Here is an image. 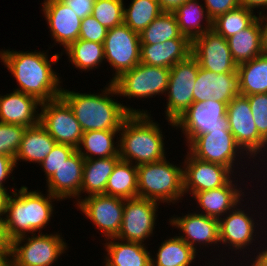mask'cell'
<instances>
[{
  "mask_svg": "<svg viewBox=\"0 0 267 266\" xmlns=\"http://www.w3.org/2000/svg\"><path fill=\"white\" fill-rule=\"evenodd\" d=\"M259 185L260 186H257L256 184V189H255L256 191L258 190L257 191L258 193L252 189L253 192H250L248 194V197H247L248 199L245 197L239 204H237L233 209H231L225 216L219 219V241H220V247H221L220 248L221 262L223 261L226 262V260L228 262V259H227L228 257L231 258L229 259V261L234 260L236 262L237 260L241 261L242 259L243 261H249L252 258V256L256 254L257 250L260 248L262 244V241L264 238L263 235L266 234V225H265L266 220L264 219H266L265 215H266L267 209L262 206L264 202H262L261 198L259 197V193L261 194V191L260 189H257L258 187L263 188V184L260 183ZM249 195L250 196L252 195V196L249 197ZM258 199L261 201H259ZM249 201H250V204H249ZM257 202L258 203L260 202L259 203L260 205H257L258 204ZM250 205H252V207ZM253 205L255 206L257 205L258 208L257 206L253 207ZM260 206H261V209H260ZM259 209L265 210L264 212L265 214L262 211L260 212ZM226 249L228 252H226ZM232 253L235 254V256ZM225 255L227 258L225 257ZM236 255L238 256V258Z\"/></svg>",
  "mask_w": 267,
  "mask_h": 266,
  "instance_id": "obj_1",
  "label": "cell"
},
{
  "mask_svg": "<svg viewBox=\"0 0 267 266\" xmlns=\"http://www.w3.org/2000/svg\"><path fill=\"white\" fill-rule=\"evenodd\" d=\"M48 51L0 50L1 64L16 80L14 90L33 96L41 103L59 98L63 88V78L53 69L61 60V52L49 57Z\"/></svg>",
  "mask_w": 267,
  "mask_h": 266,
  "instance_id": "obj_2",
  "label": "cell"
},
{
  "mask_svg": "<svg viewBox=\"0 0 267 266\" xmlns=\"http://www.w3.org/2000/svg\"><path fill=\"white\" fill-rule=\"evenodd\" d=\"M100 91L84 93L62 88L60 97L73 111L83 132L120 130L130 114H151V110L136 109L115 99L119 95L112 82H106Z\"/></svg>",
  "mask_w": 267,
  "mask_h": 266,
  "instance_id": "obj_3",
  "label": "cell"
},
{
  "mask_svg": "<svg viewBox=\"0 0 267 266\" xmlns=\"http://www.w3.org/2000/svg\"><path fill=\"white\" fill-rule=\"evenodd\" d=\"M28 189L21 185L8 198L4 226L10 242L25 235L43 233L56 215L55 201H61L48 191L44 194L38 188Z\"/></svg>",
  "mask_w": 267,
  "mask_h": 266,
  "instance_id": "obj_4",
  "label": "cell"
},
{
  "mask_svg": "<svg viewBox=\"0 0 267 266\" xmlns=\"http://www.w3.org/2000/svg\"><path fill=\"white\" fill-rule=\"evenodd\" d=\"M153 114H130L119 131V157L136 166L166 158L162 126ZM153 117V118H152Z\"/></svg>",
  "mask_w": 267,
  "mask_h": 266,
  "instance_id": "obj_5",
  "label": "cell"
},
{
  "mask_svg": "<svg viewBox=\"0 0 267 266\" xmlns=\"http://www.w3.org/2000/svg\"><path fill=\"white\" fill-rule=\"evenodd\" d=\"M186 147H188L187 150L194 157H196L200 160L212 162L215 164H220L222 166H226L235 175H239V174L240 175H247V174H249V177H251L250 179L252 181L255 180V183H257V185L260 182V180H262L259 178V176L260 175L262 176V173H264V172H262L261 167L258 166L256 164V162L253 161L241 149V147L237 144L233 134L230 132L228 127H215L213 130H211L208 133L199 134ZM248 166H250V168H248ZM257 167H259L260 169ZM247 168H248V170H247ZM245 169L248 172L247 174H245V172H246ZM257 169H259L261 172ZM251 170H252V172H254V171L258 172L259 171L258 172L259 174L255 173L254 175H252L253 173L251 172ZM254 177H255V179H254ZM256 179H258V180H256Z\"/></svg>",
  "mask_w": 267,
  "mask_h": 266,
  "instance_id": "obj_6",
  "label": "cell"
},
{
  "mask_svg": "<svg viewBox=\"0 0 267 266\" xmlns=\"http://www.w3.org/2000/svg\"><path fill=\"white\" fill-rule=\"evenodd\" d=\"M167 158L137 166L138 197L176 206L185 197L183 162L176 165Z\"/></svg>",
  "mask_w": 267,
  "mask_h": 266,
  "instance_id": "obj_7",
  "label": "cell"
},
{
  "mask_svg": "<svg viewBox=\"0 0 267 266\" xmlns=\"http://www.w3.org/2000/svg\"><path fill=\"white\" fill-rule=\"evenodd\" d=\"M62 233H37L10 242L9 263L12 266H53L69 250Z\"/></svg>",
  "mask_w": 267,
  "mask_h": 266,
  "instance_id": "obj_8",
  "label": "cell"
},
{
  "mask_svg": "<svg viewBox=\"0 0 267 266\" xmlns=\"http://www.w3.org/2000/svg\"><path fill=\"white\" fill-rule=\"evenodd\" d=\"M226 121L241 149L253 161L257 160L256 164L261 169L263 164L267 165V142L258 133L246 96L238 94L227 104Z\"/></svg>",
  "mask_w": 267,
  "mask_h": 266,
  "instance_id": "obj_9",
  "label": "cell"
},
{
  "mask_svg": "<svg viewBox=\"0 0 267 266\" xmlns=\"http://www.w3.org/2000/svg\"><path fill=\"white\" fill-rule=\"evenodd\" d=\"M199 68V63L192 54L170 68L163 114L172 130L175 128L174 122L193 104V91Z\"/></svg>",
  "mask_w": 267,
  "mask_h": 266,
  "instance_id": "obj_10",
  "label": "cell"
},
{
  "mask_svg": "<svg viewBox=\"0 0 267 266\" xmlns=\"http://www.w3.org/2000/svg\"><path fill=\"white\" fill-rule=\"evenodd\" d=\"M170 77V69L159 66H150L141 62L131 70L122 73L112 83L119 98L130 101L132 98L145 101L165 95Z\"/></svg>",
  "mask_w": 267,
  "mask_h": 266,
  "instance_id": "obj_11",
  "label": "cell"
},
{
  "mask_svg": "<svg viewBox=\"0 0 267 266\" xmlns=\"http://www.w3.org/2000/svg\"><path fill=\"white\" fill-rule=\"evenodd\" d=\"M193 209L188 211L187 214L180 213L182 216L173 214L168 220V225L172 228L179 230L178 237L183 239L189 246H191L197 253H200L202 257L203 252L206 254L212 249L217 253L219 258L215 254H212V260L210 261L221 262L220 260V241H219V219L209 217L200 213L195 212ZM211 246V247H210ZM200 247V248H199ZM216 247V248H215ZM218 248V249H217ZM204 250L201 252V250ZM206 249L208 251H206ZM217 250V251H216ZM202 254V255H201ZM215 256V257H214ZM215 258V259H214Z\"/></svg>",
  "mask_w": 267,
  "mask_h": 266,
  "instance_id": "obj_12",
  "label": "cell"
},
{
  "mask_svg": "<svg viewBox=\"0 0 267 266\" xmlns=\"http://www.w3.org/2000/svg\"><path fill=\"white\" fill-rule=\"evenodd\" d=\"M103 45L105 64L108 63L113 72L109 82L140 63V35L125 23L108 29Z\"/></svg>",
  "mask_w": 267,
  "mask_h": 266,
  "instance_id": "obj_13",
  "label": "cell"
},
{
  "mask_svg": "<svg viewBox=\"0 0 267 266\" xmlns=\"http://www.w3.org/2000/svg\"><path fill=\"white\" fill-rule=\"evenodd\" d=\"M159 206L160 203L146 198L125 199L122 226L116 238L152 245L147 241L156 233Z\"/></svg>",
  "mask_w": 267,
  "mask_h": 266,
  "instance_id": "obj_14",
  "label": "cell"
},
{
  "mask_svg": "<svg viewBox=\"0 0 267 266\" xmlns=\"http://www.w3.org/2000/svg\"><path fill=\"white\" fill-rule=\"evenodd\" d=\"M124 203L125 199L100 194L84 197L75 208L85 215V219H90L95 231L98 230L106 240L117 237L120 232Z\"/></svg>",
  "mask_w": 267,
  "mask_h": 266,
  "instance_id": "obj_15",
  "label": "cell"
},
{
  "mask_svg": "<svg viewBox=\"0 0 267 266\" xmlns=\"http://www.w3.org/2000/svg\"><path fill=\"white\" fill-rule=\"evenodd\" d=\"M243 177L246 178L247 181ZM248 178H250L248 175H234L224 186L196 193L191 197V199H194V202L191 204H196L195 212L216 219L225 216L231 209L248 196L247 194L250 193L249 191H252L248 187L255 189L256 185L254 186V181H251ZM252 182L253 185L251 184ZM245 190L249 191L247 192Z\"/></svg>",
  "mask_w": 267,
  "mask_h": 266,
  "instance_id": "obj_16",
  "label": "cell"
},
{
  "mask_svg": "<svg viewBox=\"0 0 267 266\" xmlns=\"http://www.w3.org/2000/svg\"><path fill=\"white\" fill-rule=\"evenodd\" d=\"M39 123L56 143L78 148L83 131L73 111L61 97L41 103Z\"/></svg>",
  "mask_w": 267,
  "mask_h": 266,
  "instance_id": "obj_17",
  "label": "cell"
},
{
  "mask_svg": "<svg viewBox=\"0 0 267 266\" xmlns=\"http://www.w3.org/2000/svg\"><path fill=\"white\" fill-rule=\"evenodd\" d=\"M227 103L206 100L194 102L175 123V130L183 136L187 146L197 135L208 133L215 127H228L226 121Z\"/></svg>",
  "mask_w": 267,
  "mask_h": 266,
  "instance_id": "obj_18",
  "label": "cell"
},
{
  "mask_svg": "<svg viewBox=\"0 0 267 266\" xmlns=\"http://www.w3.org/2000/svg\"><path fill=\"white\" fill-rule=\"evenodd\" d=\"M183 155L185 197L198 192L224 186L235 174L226 166L207 162L194 157L188 150ZM187 195V196H186Z\"/></svg>",
  "mask_w": 267,
  "mask_h": 266,
  "instance_id": "obj_19",
  "label": "cell"
},
{
  "mask_svg": "<svg viewBox=\"0 0 267 266\" xmlns=\"http://www.w3.org/2000/svg\"><path fill=\"white\" fill-rule=\"evenodd\" d=\"M191 54L197 59L199 67L216 74L237 73L228 41L213 29L192 41Z\"/></svg>",
  "mask_w": 267,
  "mask_h": 266,
  "instance_id": "obj_20",
  "label": "cell"
},
{
  "mask_svg": "<svg viewBox=\"0 0 267 266\" xmlns=\"http://www.w3.org/2000/svg\"><path fill=\"white\" fill-rule=\"evenodd\" d=\"M41 13L48 26L53 43L50 48L59 44L65 50L71 43L79 39L81 20L76 13L61 0H43Z\"/></svg>",
  "mask_w": 267,
  "mask_h": 266,
  "instance_id": "obj_21",
  "label": "cell"
},
{
  "mask_svg": "<svg viewBox=\"0 0 267 266\" xmlns=\"http://www.w3.org/2000/svg\"><path fill=\"white\" fill-rule=\"evenodd\" d=\"M84 162L76 150L45 182V190L61 201L75 199V206L80 201Z\"/></svg>",
  "mask_w": 267,
  "mask_h": 266,
  "instance_id": "obj_22",
  "label": "cell"
},
{
  "mask_svg": "<svg viewBox=\"0 0 267 266\" xmlns=\"http://www.w3.org/2000/svg\"><path fill=\"white\" fill-rule=\"evenodd\" d=\"M238 94V73L216 74L199 68L194 85L193 103L213 99L228 104Z\"/></svg>",
  "mask_w": 267,
  "mask_h": 266,
  "instance_id": "obj_23",
  "label": "cell"
},
{
  "mask_svg": "<svg viewBox=\"0 0 267 266\" xmlns=\"http://www.w3.org/2000/svg\"><path fill=\"white\" fill-rule=\"evenodd\" d=\"M0 94V122L33 127L39 124L41 102L35 97L14 90Z\"/></svg>",
  "mask_w": 267,
  "mask_h": 266,
  "instance_id": "obj_24",
  "label": "cell"
},
{
  "mask_svg": "<svg viewBox=\"0 0 267 266\" xmlns=\"http://www.w3.org/2000/svg\"><path fill=\"white\" fill-rule=\"evenodd\" d=\"M102 243L105 253L103 266H151V252L148 245L109 238Z\"/></svg>",
  "mask_w": 267,
  "mask_h": 266,
  "instance_id": "obj_25",
  "label": "cell"
},
{
  "mask_svg": "<svg viewBox=\"0 0 267 266\" xmlns=\"http://www.w3.org/2000/svg\"><path fill=\"white\" fill-rule=\"evenodd\" d=\"M192 52V42L184 35L163 43L141 45L140 62L150 66L171 68Z\"/></svg>",
  "mask_w": 267,
  "mask_h": 266,
  "instance_id": "obj_26",
  "label": "cell"
},
{
  "mask_svg": "<svg viewBox=\"0 0 267 266\" xmlns=\"http://www.w3.org/2000/svg\"><path fill=\"white\" fill-rule=\"evenodd\" d=\"M55 144L56 141L54 138L41 126L40 123L33 127H27L19 150L14 158L16 169L21 161L25 163L27 162V164L37 163V167H39Z\"/></svg>",
  "mask_w": 267,
  "mask_h": 266,
  "instance_id": "obj_27",
  "label": "cell"
},
{
  "mask_svg": "<svg viewBox=\"0 0 267 266\" xmlns=\"http://www.w3.org/2000/svg\"><path fill=\"white\" fill-rule=\"evenodd\" d=\"M159 244L157 251H151L154 253L151 254V266H193L197 263V257L201 259L200 255L177 235L167 236Z\"/></svg>",
  "mask_w": 267,
  "mask_h": 266,
  "instance_id": "obj_28",
  "label": "cell"
},
{
  "mask_svg": "<svg viewBox=\"0 0 267 266\" xmlns=\"http://www.w3.org/2000/svg\"><path fill=\"white\" fill-rule=\"evenodd\" d=\"M180 33L191 42L212 29V20L202 0H188L174 12Z\"/></svg>",
  "mask_w": 267,
  "mask_h": 266,
  "instance_id": "obj_29",
  "label": "cell"
},
{
  "mask_svg": "<svg viewBox=\"0 0 267 266\" xmlns=\"http://www.w3.org/2000/svg\"><path fill=\"white\" fill-rule=\"evenodd\" d=\"M119 131H85L76 150L85 160L119 156Z\"/></svg>",
  "mask_w": 267,
  "mask_h": 266,
  "instance_id": "obj_30",
  "label": "cell"
},
{
  "mask_svg": "<svg viewBox=\"0 0 267 266\" xmlns=\"http://www.w3.org/2000/svg\"><path fill=\"white\" fill-rule=\"evenodd\" d=\"M119 160V156L85 160L80 200L84 196L105 194L108 178Z\"/></svg>",
  "mask_w": 267,
  "mask_h": 266,
  "instance_id": "obj_31",
  "label": "cell"
},
{
  "mask_svg": "<svg viewBox=\"0 0 267 266\" xmlns=\"http://www.w3.org/2000/svg\"><path fill=\"white\" fill-rule=\"evenodd\" d=\"M67 56V60L72 64L73 69H78L81 73L95 71L104 67L105 55L103 43L77 39L65 50H61V55ZM75 66V67H74Z\"/></svg>",
  "mask_w": 267,
  "mask_h": 266,
  "instance_id": "obj_32",
  "label": "cell"
},
{
  "mask_svg": "<svg viewBox=\"0 0 267 266\" xmlns=\"http://www.w3.org/2000/svg\"><path fill=\"white\" fill-rule=\"evenodd\" d=\"M232 58L237 65L263 54L261 29L256 19L246 29L227 38Z\"/></svg>",
  "mask_w": 267,
  "mask_h": 266,
  "instance_id": "obj_33",
  "label": "cell"
},
{
  "mask_svg": "<svg viewBox=\"0 0 267 266\" xmlns=\"http://www.w3.org/2000/svg\"><path fill=\"white\" fill-rule=\"evenodd\" d=\"M239 94L267 93V54L237 66Z\"/></svg>",
  "mask_w": 267,
  "mask_h": 266,
  "instance_id": "obj_34",
  "label": "cell"
},
{
  "mask_svg": "<svg viewBox=\"0 0 267 266\" xmlns=\"http://www.w3.org/2000/svg\"><path fill=\"white\" fill-rule=\"evenodd\" d=\"M105 195L122 199L138 197L137 166L120 159L108 178Z\"/></svg>",
  "mask_w": 267,
  "mask_h": 266,
  "instance_id": "obj_35",
  "label": "cell"
},
{
  "mask_svg": "<svg viewBox=\"0 0 267 266\" xmlns=\"http://www.w3.org/2000/svg\"><path fill=\"white\" fill-rule=\"evenodd\" d=\"M126 5L123 23L139 34L163 12L157 0H131Z\"/></svg>",
  "mask_w": 267,
  "mask_h": 266,
  "instance_id": "obj_36",
  "label": "cell"
},
{
  "mask_svg": "<svg viewBox=\"0 0 267 266\" xmlns=\"http://www.w3.org/2000/svg\"><path fill=\"white\" fill-rule=\"evenodd\" d=\"M139 35L141 45H150L179 38L182 34L175 14L173 12H162Z\"/></svg>",
  "mask_w": 267,
  "mask_h": 266,
  "instance_id": "obj_37",
  "label": "cell"
},
{
  "mask_svg": "<svg viewBox=\"0 0 267 266\" xmlns=\"http://www.w3.org/2000/svg\"><path fill=\"white\" fill-rule=\"evenodd\" d=\"M257 19L254 10L239 6L212 21V29L225 39L246 29Z\"/></svg>",
  "mask_w": 267,
  "mask_h": 266,
  "instance_id": "obj_38",
  "label": "cell"
},
{
  "mask_svg": "<svg viewBox=\"0 0 267 266\" xmlns=\"http://www.w3.org/2000/svg\"><path fill=\"white\" fill-rule=\"evenodd\" d=\"M124 0H95L92 16L107 30L124 20Z\"/></svg>",
  "mask_w": 267,
  "mask_h": 266,
  "instance_id": "obj_39",
  "label": "cell"
},
{
  "mask_svg": "<svg viewBox=\"0 0 267 266\" xmlns=\"http://www.w3.org/2000/svg\"><path fill=\"white\" fill-rule=\"evenodd\" d=\"M27 127L0 122V154L15 158Z\"/></svg>",
  "mask_w": 267,
  "mask_h": 266,
  "instance_id": "obj_40",
  "label": "cell"
},
{
  "mask_svg": "<svg viewBox=\"0 0 267 266\" xmlns=\"http://www.w3.org/2000/svg\"><path fill=\"white\" fill-rule=\"evenodd\" d=\"M75 151L76 149L70 145L56 143L51 152L39 165V170L42 169L45 180L47 181Z\"/></svg>",
  "mask_w": 267,
  "mask_h": 266,
  "instance_id": "obj_41",
  "label": "cell"
},
{
  "mask_svg": "<svg viewBox=\"0 0 267 266\" xmlns=\"http://www.w3.org/2000/svg\"><path fill=\"white\" fill-rule=\"evenodd\" d=\"M259 135L267 142V93L246 96Z\"/></svg>",
  "mask_w": 267,
  "mask_h": 266,
  "instance_id": "obj_42",
  "label": "cell"
},
{
  "mask_svg": "<svg viewBox=\"0 0 267 266\" xmlns=\"http://www.w3.org/2000/svg\"><path fill=\"white\" fill-rule=\"evenodd\" d=\"M107 29L102 26L92 15L81 20L79 39L104 43Z\"/></svg>",
  "mask_w": 267,
  "mask_h": 266,
  "instance_id": "obj_43",
  "label": "cell"
},
{
  "mask_svg": "<svg viewBox=\"0 0 267 266\" xmlns=\"http://www.w3.org/2000/svg\"><path fill=\"white\" fill-rule=\"evenodd\" d=\"M202 2L212 21L240 6V0H202Z\"/></svg>",
  "mask_w": 267,
  "mask_h": 266,
  "instance_id": "obj_44",
  "label": "cell"
},
{
  "mask_svg": "<svg viewBox=\"0 0 267 266\" xmlns=\"http://www.w3.org/2000/svg\"><path fill=\"white\" fill-rule=\"evenodd\" d=\"M15 161L14 158L7 156V155H1L0 154V187L5 188V189H11L12 192H14L17 188L12 186V187H7L5 184H7V181H9V177H12V181L16 180L14 179V173L16 171L15 169ZM14 176V177H13ZM8 179V180H7ZM6 182V183H5Z\"/></svg>",
  "mask_w": 267,
  "mask_h": 266,
  "instance_id": "obj_45",
  "label": "cell"
},
{
  "mask_svg": "<svg viewBox=\"0 0 267 266\" xmlns=\"http://www.w3.org/2000/svg\"><path fill=\"white\" fill-rule=\"evenodd\" d=\"M65 5L69 6L74 13L80 18L92 15L95 0H61Z\"/></svg>",
  "mask_w": 267,
  "mask_h": 266,
  "instance_id": "obj_46",
  "label": "cell"
},
{
  "mask_svg": "<svg viewBox=\"0 0 267 266\" xmlns=\"http://www.w3.org/2000/svg\"><path fill=\"white\" fill-rule=\"evenodd\" d=\"M253 266H267V237L263 238L260 248L256 254L249 260Z\"/></svg>",
  "mask_w": 267,
  "mask_h": 266,
  "instance_id": "obj_47",
  "label": "cell"
},
{
  "mask_svg": "<svg viewBox=\"0 0 267 266\" xmlns=\"http://www.w3.org/2000/svg\"><path fill=\"white\" fill-rule=\"evenodd\" d=\"M257 19L259 21L260 29H261V39H262V47L263 53L267 54V11L257 14Z\"/></svg>",
  "mask_w": 267,
  "mask_h": 266,
  "instance_id": "obj_48",
  "label": "cell"
},
{
  "mask_svg": "<svg viewBox=\"0 0 267 266\" xmlns=\"http://www.w3.org/2000/svg\"><path fill=\"white\" fill-rule=\"evenodd\" d=\"M240 5L252 9L257 14L267 11V0H240Z\"/></svg>",
  "mask_w": 267,
  "mask_h": 266,
  "instance_id": "obj_49",
  "label": "cell"
},
{
  "mask_svg": "<svg viewBox=\"0 0 267 266\" xmlns=\"http://www.w3.org/2000/svg\"><path fill=\"white\" fill-rule=\"evenodd\" d=\"M163 12H174L188 0H157Z\"/></svg>",
  "mask_w": 267,
  "mask_h": 266,
  "instance_id": "obj_50",
  "label": "cell"
},
{
  "mask_svg": "<svg viewBox=\"0 0 267 266\" xmlns=\"http://www.w3.org/2000/svg\"><path fill=\"white\" fill-rule=\"evenodd\" d=\"M12 193L10 189L0 187V217L2 218L5 217L7 201Z\"/></svg>",
  "mask_w": 267,
  "mask_h": 266,
  "instance_id": "obj_51",
  "label": "cell"
},
{
  "mask_svg": "<svg viewBox=\"0 0 267 266\" xmlns=\"http://www.w3.org/2000/svg\"><path fill=\"white\" fill-rule=\"evenodd\" d=\"M0 249H10V241L5 232L4 218L0 217Z\"/></svg>",
  "mask_w": 267,
  "mask_h": 266,
  "instance_id": "obj_52",
  "label": "cell"
},
{
  "mask_svg": "<svg viewBox=\"0 0 267 266\" xmlns=\"http://www.w3.org/2000/svg\"><path fill=\"white\" fill-rule=\"evenodd\" d=\"M9 251L10 249H0V266H5L9 263Z\"/></svg>",
  "mask_w": 267,
  "mask_h": 266,
  "instance_id": "obj_53",
  "label": "cell"
},
{
  "mask_svg": "<svg viewBox=\"0 0 267 266\" xmlns=\"http://www.w3.org/2000/svg\"><path fill=\"white\" fill-rule=\"evenodd\" d=\"M229 262H230V263H229ZM232 262H234V263H232ZM245 262H246V261H243V260H242V261H239V263H238V262L235 263V261H228V263H229L230 266H245V265H246V266H253L249 261H247L246 263H245ZM220 263H221V264H220L221 266H222V265H223V266H226V265H227V264H225V263H227V262H225V261L220 262ZM222 263H223V264H222ZM236 264H237V265H236ZM243 264H244V265H243ZM220 265H219V266H220ZM229 265H228V266H229Z\"/></svg>",
  "mask_w": 267,
  "mask_h": 266,
  "instance_id": "obj_54",
  "label": "cell"
},
{
  "mask_svg": "<svg viewBox=\"0 0 267 266\" xmlns=\"http://www.w3.org/2000/svg\"><path fill=\"white\" fill-rule=\"evenodd\" d=\"M263 167H264V168L266 167V168H265L266 171L264 170V168L262 169V172L264 171L265 173H264V174L262 173L263 176H260V178H261V177L264 178V179L262 180L263 182L261 181L260 183H262V184L264 183V184H265V183H267V182L265 181L266 178H267V174H266V173H267V165H266V166L263 165ZM265 174H266V175H265ZM265 176H266V178H265ZM266 185H267V184H266Z\"/></svg>",
  "mask_w": 267,
  "mask_h": 266,
  "instance_id": "obj_55",
  "label": "cell"
},
{
  "mask_svg": "<svg viewBox=\"0 0 267 266\" xmlns=\"http://www.w3.org/2000/svg\"><path fill=\"white\" fill-rule=\"evenodd\" d=\"M215 262H216V263H215ZM205 263H206L208 266H215V265L218 266V265L220 264V262L218 263L217 261H214V263H213V261L210 262L209 260H208V263H207V261H205ZM206 264H205V266H207Z\"/></svg>",
  "mask_w": 267,
  "mask_h": 266,
  "instance_id": "obj_56",
  "label": "cell"
},
{
  "mask_svg": "<svg viewBox=\"0 0 267 266\" xmlns=\"http://www.w3.org/2000/svg\"><path fill=\"white\" fill-rule=\"evenodd\" d=\"M264 192H265V193H264L265 196H264V195H263V196L260 195V196L262 197V200L264 199L263 201L265 202V201H267V193H266L267 191H264ZM264 197H265L266 199H265ZM266 211H267V210H266ZM266 214H267V213H266ZM265 220H267V215H266V219H265ZM266 223H267V221H266ZM265 225H267V224H265ZM266 229H267V227H266ZM266 235H267V230H266Z\"/></svg>",
  "mask_w": 267,
  "mask_h": 266,
  "instance_id": "obj_57",
  "label": "cell"
}]
</instances>
